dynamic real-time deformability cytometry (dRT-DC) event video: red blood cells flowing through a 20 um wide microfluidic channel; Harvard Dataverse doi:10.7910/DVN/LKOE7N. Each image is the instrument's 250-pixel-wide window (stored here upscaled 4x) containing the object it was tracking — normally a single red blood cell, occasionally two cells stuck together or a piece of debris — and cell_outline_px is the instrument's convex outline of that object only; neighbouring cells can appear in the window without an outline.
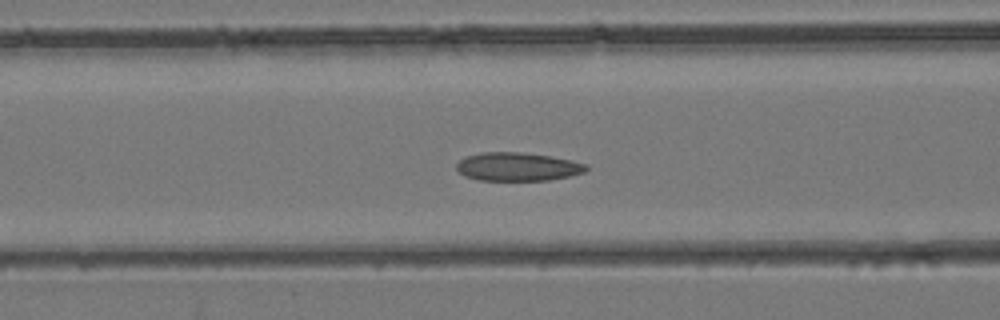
{"species": "common noctule bat (a hibernating species)", "species_latin": "Nyctalus noctula", "temperature_condition": "room temperature", "stored_images_in_passage": 35, "camera_frame_rate_fps": 3000, "um_per_image_px": 0.085, "animal": {"sex": "female", "body_mass_g": 24.6, "forearm_length_mm": 56.2}, "frame": {"image": 1, "passage_image": 17, "time_ms": 5.333, "image_size_px": [1000, 320], "cell_outline_px": [[588, 168], [584, 172], [568, 176], [548, 180], [480, 180], [464, 176], [456, 168], [456, 164], [464, 156], [484, 152], [520, 152], [552, 156], [572, 160], [588, 164]], "centroid_in_image_um": [43.99, 14.16], "position_along_channel_um": 122.6, "area_um2": 21.5}}
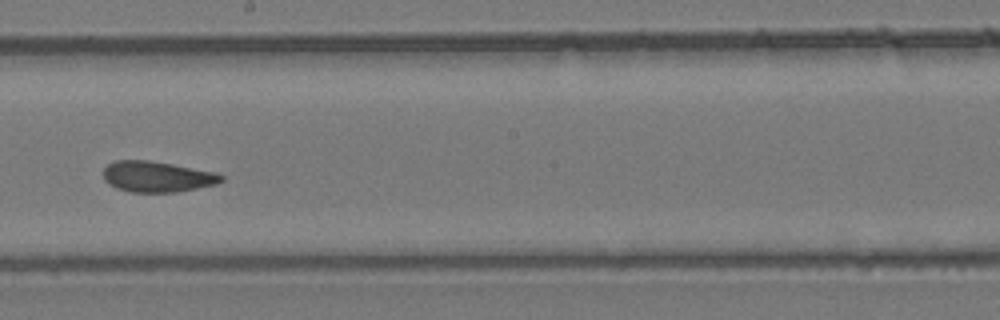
{"frame": {"image": 2, "passage_image": 24, "time_ms": 7.667, "image_size_px": [1000, 320], "cell_outline_px": [[224, 180], [216, 184], [176, 192], [128, 192], [116, 188], [108, 184], [104, 180], [104, 168], [108, 164], [116, 160], [148, 160], [172, 164], [216, 172], [224, 176]], "centroid_in_image_um": [13.34, 15.02], "position_along_channel_um": 234.9, "area_um2": 21.21}}
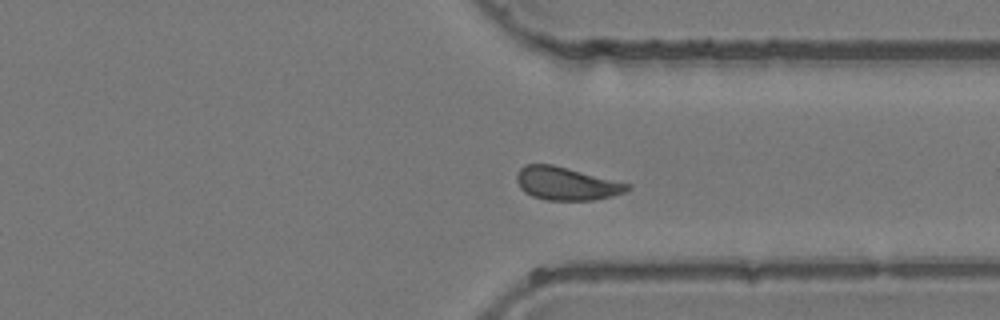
{"frame": {"image": 3, "passage_image": 32, "time_ms": 10.333, "image_size_px": [1000, 320], "cell_outline_px": [[632, 188], [624, 192], [612, 196], [592, 200], [544, 200], [532, 196], [524, 192], [520, 188], [516, 180], [516, 172], [524, 164], [552, 164], [632, 184]], "centroid_in_image_um": [48.12, 15.6], "position_along_channel_um": 363.3, "area_um2": 21.5}}